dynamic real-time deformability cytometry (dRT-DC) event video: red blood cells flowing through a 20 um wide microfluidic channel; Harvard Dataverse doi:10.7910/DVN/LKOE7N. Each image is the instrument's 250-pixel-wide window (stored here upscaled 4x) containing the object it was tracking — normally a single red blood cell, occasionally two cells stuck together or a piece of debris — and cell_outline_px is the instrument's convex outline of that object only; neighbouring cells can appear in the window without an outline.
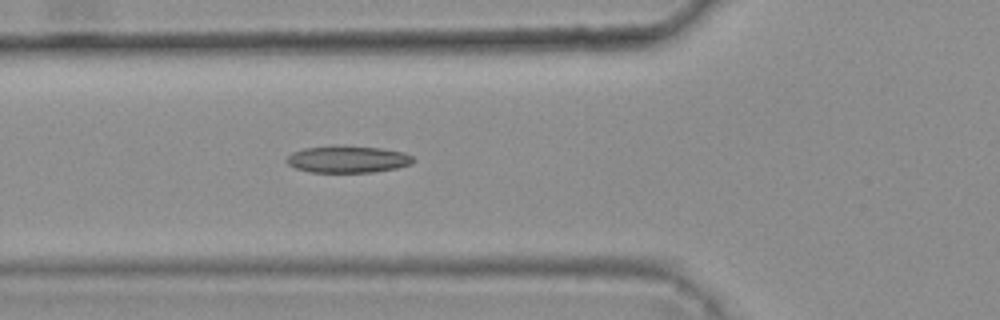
{"species": "common noctule bat (a hibernating species)", "species_latin": "Nyctalus noctula", "temperature_condition": "warm", "stored_images_in_passage": 5, "camera_frame_rate_fps": 3000, "um_per_image_px": 0.085, "animal": {"sex": "female", "body_mass_g": 25.1}, "frame": {"image": 1, "passage_image": 5, "time_ms": 1.333, "image_size_px": [1000, 320], "cell_outline_px": [[416, 160], [412, 164], [396, 168], [372, 172], [312, 172], [296, 168], [288, 164], [284, 160], [292, 152], [304, 148], [332, 144], [380, 148], [404, 152], [412, 156]], "centroid_in_image_um": [29.55, 13.52], "position_along_channel_um": 96.3, "area_um2": 20.17}}